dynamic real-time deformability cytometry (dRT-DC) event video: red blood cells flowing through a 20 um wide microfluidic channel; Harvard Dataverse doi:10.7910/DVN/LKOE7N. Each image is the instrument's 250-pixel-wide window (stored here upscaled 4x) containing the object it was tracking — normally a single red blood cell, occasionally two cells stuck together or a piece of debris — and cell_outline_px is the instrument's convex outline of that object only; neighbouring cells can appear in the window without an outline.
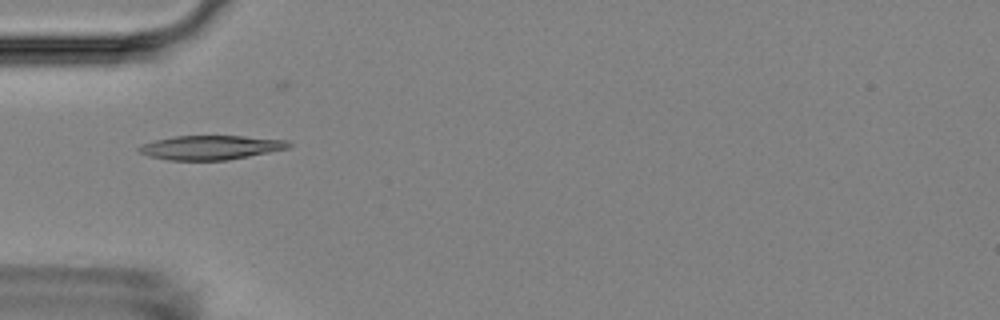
{"species": "Egyptian fruit bat (a non-hibernating species)", "species_latin": "Rousettus aegyptiacus", "temperature_condition": "room temperature", "stored_images_in_passage": 6, "camera_frame_rate_fps": 3000, "um_per_image_px": 0.085, "animal": {"sex": "female"}, "frame": {"image": 1, "passage_image": 4, "time_ms": 4.333, "image_size_px": [1000, 320], "cell_outline_px": [[292, 144], [288, 148], [228, 160], [168, 160], [148, 156], [140, 152], [136, 148], [144, 144], [156, 140], [172, 136], [244, 136], [288, 140]], "centroid_in_image_um": [17.91, 12.53], "position_along_channel_um": 67.1, "area_um2": 20.98}}
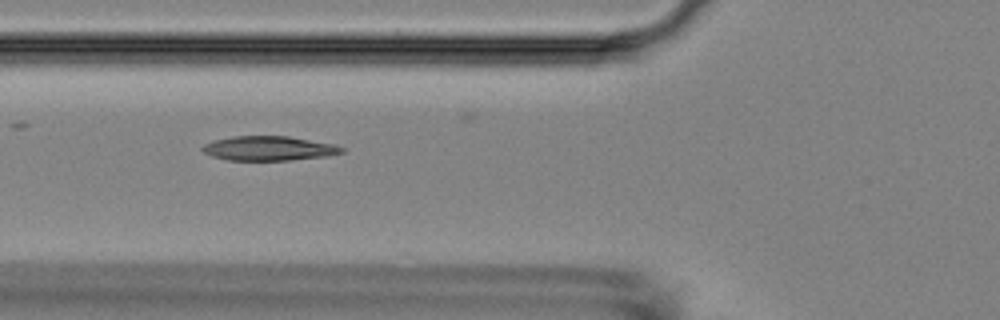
{"frame": {"image": 2, "passage_image": 5, "time_ms": 5.333, "image_size_px": [1000, 320], "cell_outline_px": [[344, 152], [328, 156], [288, 160], [228, 160], [212, 156], [204, 152], [200, 148], [204, 144], [212, 140], [232, 136], [288, 136], [336, 144], [344, 148]], "centroid_in_image_um": [22.85, 12.6], "position_along_channel_um": 102.9, "area_um2": 19.94}}
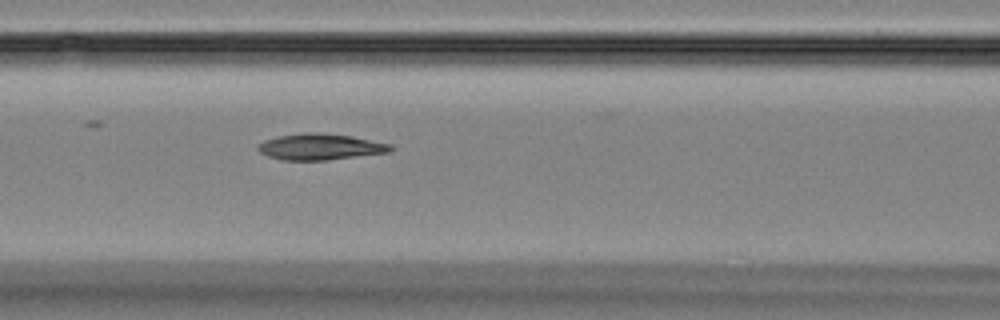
{"frame": {"image": 3, "passage_image": 6, "time_ms": 6.333, "image_size_px": [1000, 320], "cell_outline_px": [[396, 148], [392, 152], [324, 160], [280, 160], [268, 156], [260, 152], [256, 148], [264, 140], [276, 136], [304, 132], [312, 132], [352, 136], [392, 144]], "centroid_in_image_um": [27.25, 12.47], "position_along_channel_um": 139.4, "area_um2": 20.35}}